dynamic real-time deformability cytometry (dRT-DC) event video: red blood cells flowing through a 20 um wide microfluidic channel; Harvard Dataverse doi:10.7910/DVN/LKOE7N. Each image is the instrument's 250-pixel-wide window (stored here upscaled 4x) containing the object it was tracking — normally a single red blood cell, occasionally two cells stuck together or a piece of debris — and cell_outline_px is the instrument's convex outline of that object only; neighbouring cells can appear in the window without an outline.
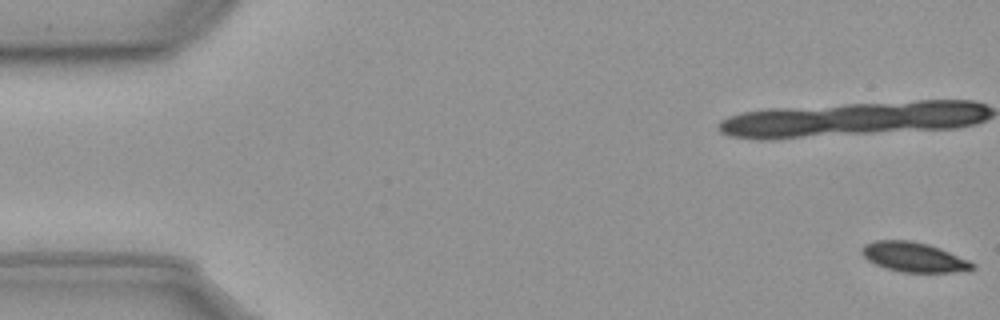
{"species": "common noctule bat (a hibernating species)", "species_latin": "Nyctalus noctula", "temperature_condition": "cold", "stored_images_in_passage": 21, "camera_frame_rate_fps": 3000, "um_per_image_px": 0.085, "animal": {"sex": "male", "body_mass_g": 23.1, "forearm_length_mm": 52.7}, "frame": {"image": 1, "passage_image": 1, "time_ms": 0.0, "image_size_px": [1000, 320], "cell_outline_px": [[976, 268], [968, 272], [900, 272], [876, 264], [868, 260], [860, 252], [860, 248], [864, 244], [876, 240], [908, 240], [928, 244], [940, 248], [968, 260], [976, 264]], "centroid_in_image_um": [77.71, 21.86], "position_along_channel_um": 7.3, "area_um2": 19.25}}